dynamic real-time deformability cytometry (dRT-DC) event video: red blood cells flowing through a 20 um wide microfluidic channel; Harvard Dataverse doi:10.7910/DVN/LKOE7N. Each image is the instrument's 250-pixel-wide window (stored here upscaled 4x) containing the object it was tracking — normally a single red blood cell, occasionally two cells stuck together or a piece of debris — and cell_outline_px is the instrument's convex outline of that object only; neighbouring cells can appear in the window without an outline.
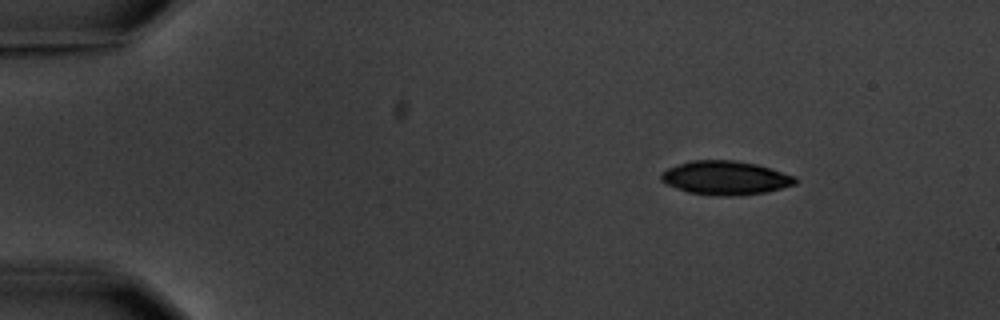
{"species": "common noctule bat (a hibernating species)", "species_latin": "Nyctalus noctula", "temperature_condition": "warm", "stored_images_in_passage": 7, "camera_frame_rate_fps": 3000, "um_per_image_px": 0.085, "animal": {"sex": "male", "body_mass_g": 20.1, "forearm_length_mm": 53.5}, "frame": {"image": 1, "passage_image": 2, "time_ms": 1.333, "image_size_px": [1000, 320], "cell_outline_px": [[796, 184], [764, 192], [740, 196], [712, 196], [688, 192], [668, 184], [660, 180], [660, 172], [668, 168], [692, 160], [732, 160], [756, 164], [796, 176]], "centroid_in_image_um": [61.65, 15.12], "position_along_channel_um": 23.4, "area_um2": 26.36}}
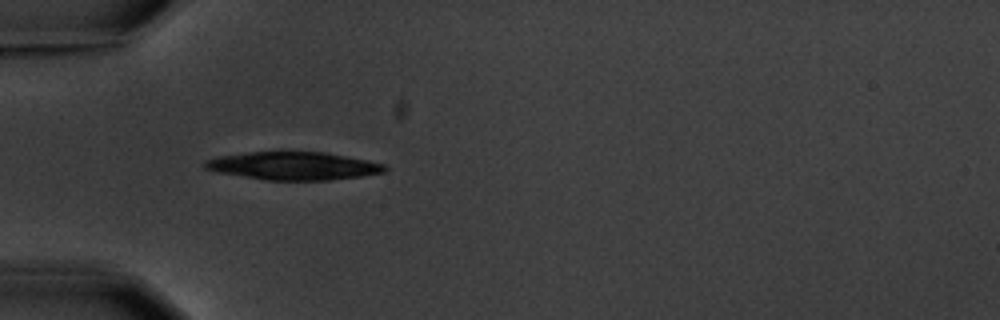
{"frame": {"image": 2, "passage_image": 5, "time_ms": 4.667, "image_size_px": [1000, 320], "cell_outline_px": [[388, 168], [384, 172], [360, 176], [328, 180], [264, 180], [216, 172], [204, 168], [200, 164], [204, 160], [220, 156], [248, 152], [324, 152], [368, 160], [384, 164]], "centroid_in_image_um": [24.89, 14.1], "position_along_channel_um": 60.1, "area_um2": 29.36}}